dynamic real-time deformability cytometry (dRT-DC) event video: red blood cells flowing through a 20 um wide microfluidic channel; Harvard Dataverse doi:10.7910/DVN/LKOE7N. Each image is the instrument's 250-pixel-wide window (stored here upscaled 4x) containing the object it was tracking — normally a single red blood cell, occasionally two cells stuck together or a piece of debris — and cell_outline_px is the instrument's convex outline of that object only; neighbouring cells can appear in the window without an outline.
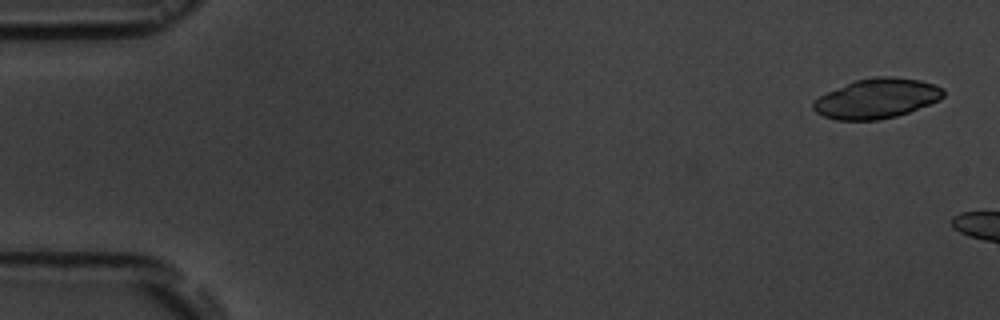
{"species": "common noctule bat (a hibernating species)", "species_latin": "Nyctalus noctula", "temperature_condition": "room temperature", "stored_images_in_passage": 3, "camera_frame_rate_fps": 3000, "um_per_image_px": 0.085, "animal": {"sex": "male", "body_mass_g": 19.5, "forearm_length_mm": 54.6}, "frame": {"image": 1, "passage_image": 1, "time_ms": 0.0, "image_size_px": [1000, 320], "cell_outline_px": [[944, 96], [940, 100], [908, 112], [896, 116], [876, 120], [836, 120], [824, 116], [816, 112], [812, 108], [812, 104], [820, 96], [828, 92], [856, 80], [876, 76], [892, 76], [920, 80], [944, 88]], "centroid_in_image_um": [74.54, 8.37], "position_along_channel_um": 10.5, "area_um2": 29.94}}